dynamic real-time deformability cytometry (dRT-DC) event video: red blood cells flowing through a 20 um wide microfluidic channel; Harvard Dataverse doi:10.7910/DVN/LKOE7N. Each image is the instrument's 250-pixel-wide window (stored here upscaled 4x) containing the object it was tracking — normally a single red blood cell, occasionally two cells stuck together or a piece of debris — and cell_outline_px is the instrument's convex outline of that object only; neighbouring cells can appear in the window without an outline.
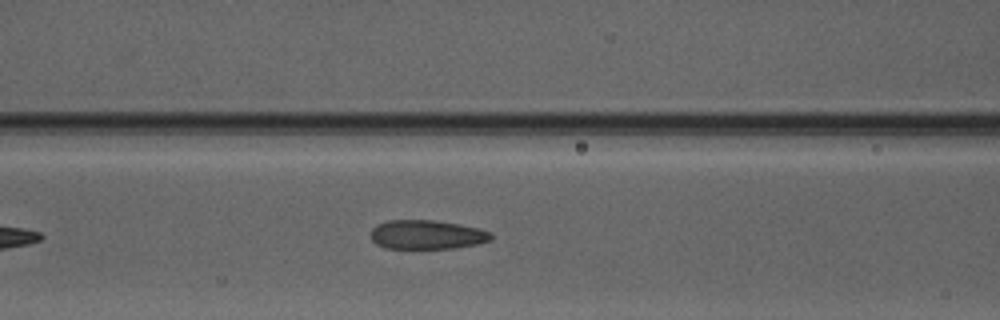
{"species": "Egyptian fruit bat (a non-hibernating species)", "species_latin": "Rousettus aegyptiacus", "temperature_condition": "warm", "stored_images_in_passage": 5, "camera_frame_rate_fps": 3000, "um_per_image_px": 0.085, "animal": {"sex": "male"}, "frame": {"image": 1, "passage_image": 5, "time_ms": 5.333, "image_size_px": [1000, 320], "cell_outline_px": [[492, 240], [476, 244], [452, 248], [384, 248], [376, 244], [372, 240], [372, 228], [376, 224], [388, 220], [432, 220], [460, 224], [480, 228], [492, 232]], "centroid_in_image_um": [36.29, 19.94], "position_along_channel_um": 130.3, "area_um2": 20.46}}